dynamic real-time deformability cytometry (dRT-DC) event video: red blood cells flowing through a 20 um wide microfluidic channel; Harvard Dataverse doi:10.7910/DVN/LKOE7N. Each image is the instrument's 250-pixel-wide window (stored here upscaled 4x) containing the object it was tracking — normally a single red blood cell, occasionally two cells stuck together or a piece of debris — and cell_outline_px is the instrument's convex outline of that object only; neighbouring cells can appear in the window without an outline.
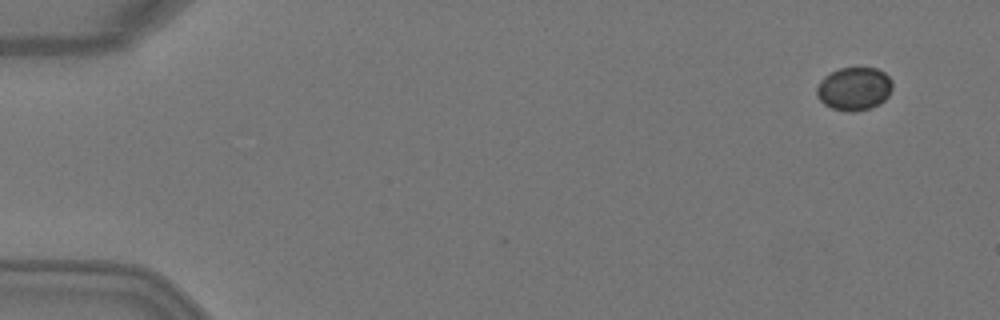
{"species": "Egyptian fruit bat (a non-hibernating species)", "species_latin": "Rousettus aegyptiacus", "temperature_condition": "warm", "stored_images_in_passage": 2, "camera_frame_rate_fps": 3000, "um_per_image_px": 0.085, "animal": {"sex": "female"}, "frame": {"image": 1, "passage_image": 2, "time_ms": 0.333, "image_size_px": [1000, 320], "cell_outline_px": [[892, 88], [888, 96], [880, 104], [856, 112], [848, 112], [832, 108], [824, 104], [816, 96], [816, 88], [820, 80], [824, 76], [840, 68], [876, 68], [884, 72], [892, 80]], "centroid_in_image_um": [72.59, 7.55], "position_along_channel_um": 12.4, "area_um2": 19.13}}